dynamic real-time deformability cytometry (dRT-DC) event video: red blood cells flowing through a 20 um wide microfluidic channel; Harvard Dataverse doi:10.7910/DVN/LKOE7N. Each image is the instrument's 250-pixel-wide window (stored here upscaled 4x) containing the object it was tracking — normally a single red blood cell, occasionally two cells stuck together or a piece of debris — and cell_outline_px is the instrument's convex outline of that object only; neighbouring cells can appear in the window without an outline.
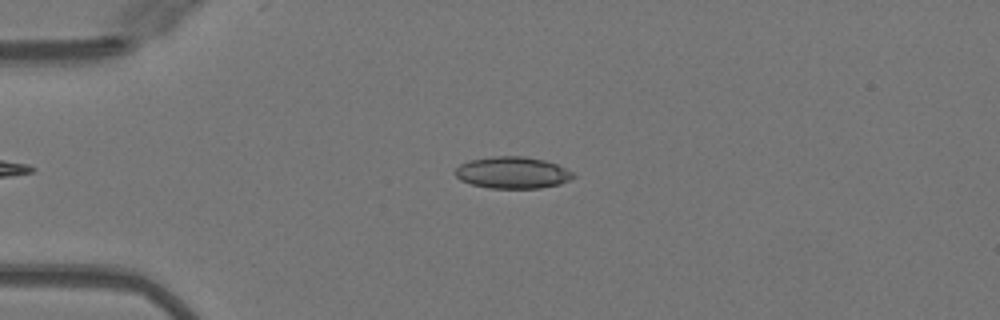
{"species": "Egyptian fruit bat (a non-hibernating species)", "species_latin": "Rousettus aegyptiacus", "temperature_condition": "warm", "stored_images_in_passage": 45, "camera_frame_rate_fps": 3000, "um_per_image_px": 0.085, "animal": {"sex": "female"}, "frame": {"image": 1, "passage_image": 12, "time_ms": 3.667, "image_size_px": [1000, 320], "cell_outline_px": [[576, 176], [560, 184], [540, 188], [488, 188], [472, 184], [460, 180], [456, 176], [456, 168], [460, 164], [468, 160], [492, 156], [524, 156], [544, 160], [556, 164], [572, 172]], "centroid_in_image_um": [43.54, 14.67], "position_along_channel_um": 41.5, "area_um2": 21.79}}
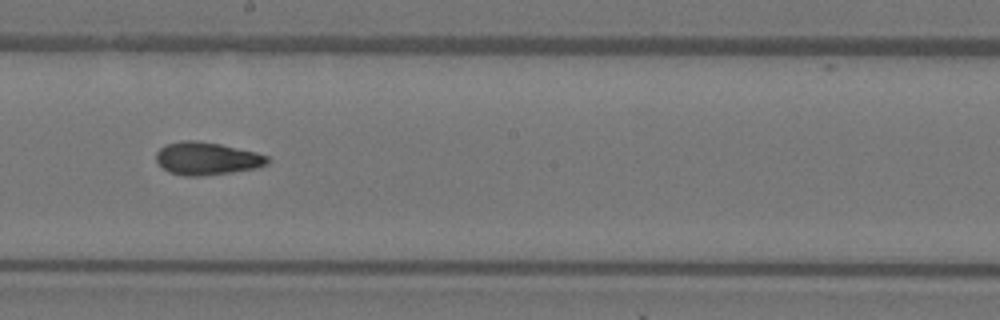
{"frame": {"image": 2, "passage_image": 28, "time_ms": 9.0, "image_size_px": [1000, 320], "cell_outline_px": [[272, 160], [268, 164], [256, 168], [232, 172], [200, 176], [184, 176], [168, 172], [156, 160], [156, 152], [160, 148], [168, 144], [180, 140], [196, 140], [220, 144], [256, 152], [268, 156]], "centroid_in_image_um": [17.6, 13.47], "position_along_channel_um": 230.6, "area_um2": 21.33}}
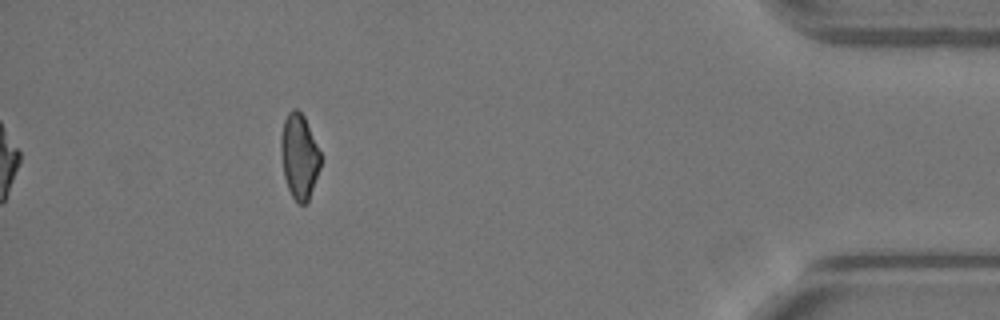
{"frame": {"image": 3, "passage_image": 45, "time_ms": 14.667, "image_size_px": [1000, 320], "cell_outline_px": [[320, 168], [308, 200], [304, 204], [300, 204], [292, 196], [288, 188], [284, 176], [280, 152], [280, 136], [284, 120], [288, 112], [292, 108], [296, 108], [304, 116], [320, 152]], "centroid_in_image_um": [25.41, 13.26], "position_along_channel_um": 409.8, "area_um2": 19.48}, "authors_computed_cell_mechanics": {"area_um2": 21.2126, "velocity_mm_per_s": 4.0794, "shape_relaxation_time_tau1_ms": 9.7016, "shape_relaxation_time_tau2_ms": 1.9419, "deformation_change_tau1": 0.2263, "deformation_change_tau2": 0.0758}}